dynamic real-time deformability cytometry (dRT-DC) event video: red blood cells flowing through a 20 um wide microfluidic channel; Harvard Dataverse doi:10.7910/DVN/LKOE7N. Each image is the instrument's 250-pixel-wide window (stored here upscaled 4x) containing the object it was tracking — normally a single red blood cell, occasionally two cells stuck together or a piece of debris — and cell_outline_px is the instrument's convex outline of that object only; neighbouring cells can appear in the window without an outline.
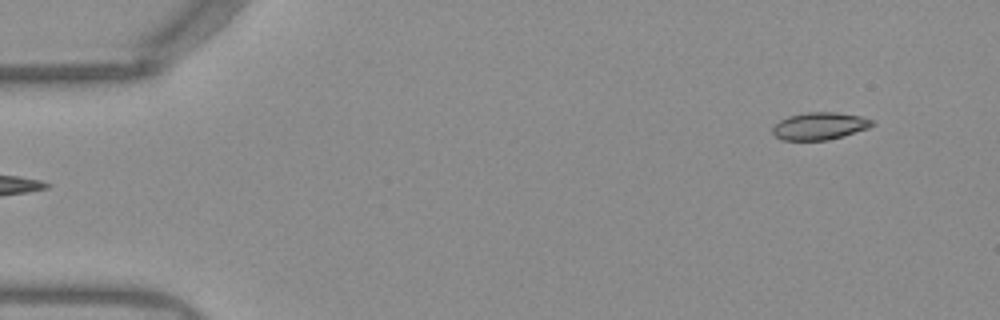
{"species": "Egyptian fruit bat (a non-hibernating species)", "species_latin": "Rousettus aegyptiacus", "temperature_condition": "warm", "stored_images_in_passage": 48, "camera_frame_rate_fps": 3000, "um_per_image_px": 0.085, "frame": {"image": 1, "passage_image": 1, "time_ms": 0.0, "image_size_px": [1000, 320], "cell_outline_px": [[876, 124], [868, 128], [844, 136], [828, 140], [780, 140], [772, 132], [772, 128], [780, 120], [788, 116], [808, 112], [836, 112], [860, 116], [872, 120]], "centroid_in_image_um": [69.67, 10.71], "position_along_channel_um": 15.3, "area_um2": 15.9}}
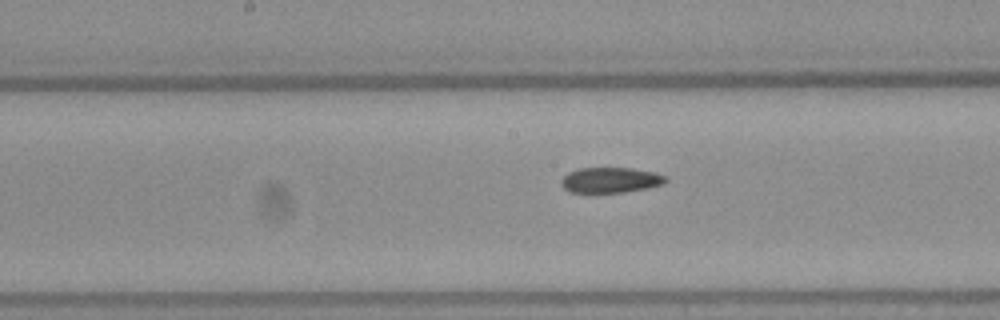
{"frame": {"image": 2, "passage_image": 23, "time_ms": 7.333, "image_size_px": [1000, 320], "cell_outline_px": [[668, 180], [664, 184], [648, 188], [624, 192], [568, 192], [560, 184], [560, 180], [568, 172], [576, 168], [632, 168], [656, 172], [668, 176]], "centroid_in_image_um": [51.92, 15.3], "position_along_channel_um": 196.3, "area_um2": 15.72}}
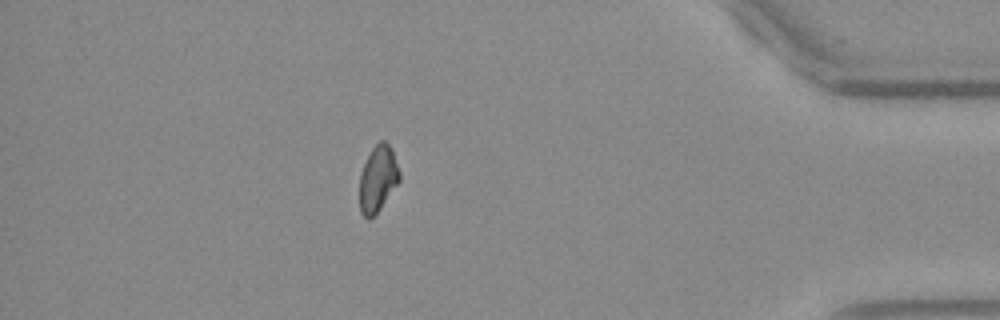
{"frame": {"image": 3, "passage_image": 42, "time_ms": 13.667, "image_size_px": [1000, 320], "cell_outline_px": [[400, 180], [380, 208], [368, 220], [360, 212], [360, 172], [372, 148], [380, 140], [384, 140], [392, 148], [400, 172]], "centroid_in_image_um": [32.12, 15.17], "position_along_channel_um": 403.1, "area_um2": 15.26}, "authors_computed_cell_mechanics": {"area_um2": 16.0973, "velocity_mm_per_s": 3.9431, "shape_relaxation_time_tau1_ms": null, "shape_relaxation_time_tau2_ms": 3.5931, "deformation_change_tau1": null, "deformation_change_tau2": 0.0827}}